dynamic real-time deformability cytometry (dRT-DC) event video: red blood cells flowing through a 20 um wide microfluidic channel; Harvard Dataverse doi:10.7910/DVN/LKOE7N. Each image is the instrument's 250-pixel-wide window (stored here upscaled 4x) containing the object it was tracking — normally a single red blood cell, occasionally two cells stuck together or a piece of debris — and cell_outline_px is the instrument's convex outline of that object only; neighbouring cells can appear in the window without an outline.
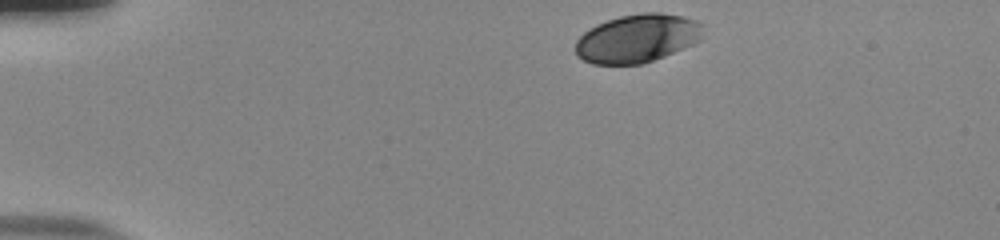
{"species": "human", "species_latin": "Homo sapiens", "temperature_condition": "room temperature", "stored_images_in_passage": 38, "camera_frame_rate_fps": 3000, "um_per_image_px": 0.085, "donor": {"sex": "male"}, "frame": {"image": 1, "passage_image": 1, "time_ms": 0.0, "image_size_px": [1000, 240], "cell_outline_px": [[704, 24], [700, 40], [692, 44], [664, 56], [640, 64], [592, 64], [576, 56], [576, 40], [588, 28], [596, 24], [620, 16], [640, 12], [660, 12], [684, 16], [696, 20]], "centroid_in_image_um": [54.17, 3.24], "position_along_channel_um": 30.8, "area_um2": 36.07}}
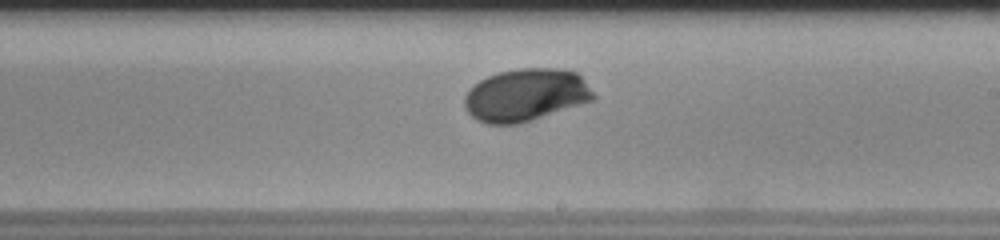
{"frame": {"image": 2, "passage_image": 24, "time_ms": 7.667, "image_size_px": [1000, 240], "cell_outline_px": [[596, 96], [592, 100], [520, 124], [488, 124], [476, 120], [464, 108], [464, 96], [480, 80], [488, 76], [500, 72], [520, 68], [560, 68], [576, 72], [584, 80]], "centroid_in_image_um": [44.68, 8.08], "position_along_channel_um": 244.3, "area_um2": 39.25}}
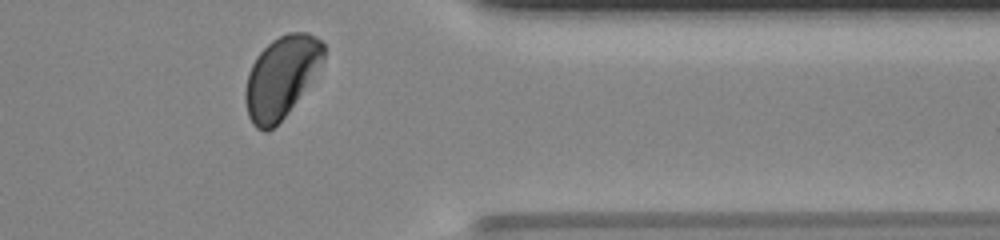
{"frame": {"image": 3, "passage_image": 36, "time_ms": 11.667, "image_size_px": [1000, 240], "cell_outline_px": [[324, 60], [288, 112], [268, 132], [264, 132], [256, 128], [252, 124], [248, 116], [244, 100], [244, 92], [248, 72], [256, 56], [272, 40], [288, 32], [308, 32], [316, 36], [324, 44]], "centroid_in_image_um": [23.87, 6.54], "position_along_channel_um": 387.5, "area_um2": 36.88}, "authors_computed_cell_mechanics": {"area_um2": 38.1769, "velocity_mm_per_s": 3.7807, "shape_relaxation_time_tau1_ms": 2.7202, "shape_relaxation_time_tau2_ms": null, "deformation_change_tau1": 0.1138, "deformation_change_tau2": null}}